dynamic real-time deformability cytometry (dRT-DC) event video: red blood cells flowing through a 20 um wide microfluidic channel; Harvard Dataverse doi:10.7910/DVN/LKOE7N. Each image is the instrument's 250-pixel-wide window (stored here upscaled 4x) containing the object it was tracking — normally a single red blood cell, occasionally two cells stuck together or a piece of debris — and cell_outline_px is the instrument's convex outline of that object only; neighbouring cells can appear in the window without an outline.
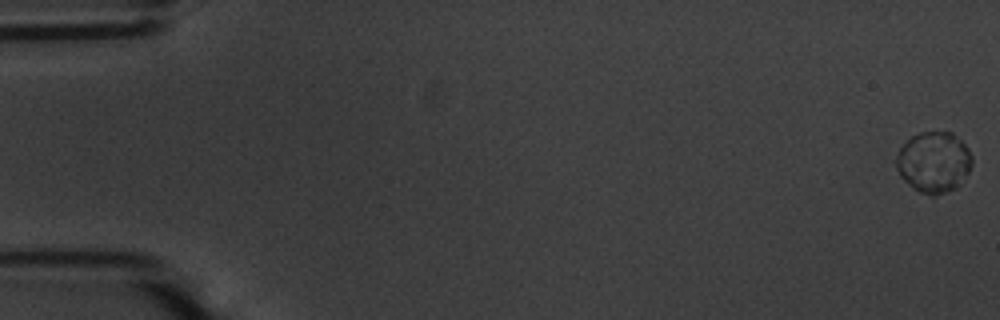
{"species": "common noctule bat (a hibernating species)", "species_latin": "Nyctalus noctula", "temperature_condition": "warm", "stored_images_in_passage": 4, "camera_frame_rate_fps": 3000, "um_per_image_px": 0.085, "animal": {"sex": "male", "body_mass_g": 20.1, "forearm_length_mm": 53.5}, "frame": {"image": 1, "passage_image": 1, "time_ms": 0.0, "image_size_px": [1000, 320], "cell_outline_px": [[972, 164], [968, 172], [956, 188], [936, 196], [932, 196], [920, 192], [912, 188], [900, 176], [896, 168], [896, 156], [900, 148], [912, 136], [920, 132], [952, 132], [968, 148], [972, 156]], "centroid_in_image_um": [79.36, 13.79], "position_along_channel_um": 5.6, "area_um2": 26.88}}